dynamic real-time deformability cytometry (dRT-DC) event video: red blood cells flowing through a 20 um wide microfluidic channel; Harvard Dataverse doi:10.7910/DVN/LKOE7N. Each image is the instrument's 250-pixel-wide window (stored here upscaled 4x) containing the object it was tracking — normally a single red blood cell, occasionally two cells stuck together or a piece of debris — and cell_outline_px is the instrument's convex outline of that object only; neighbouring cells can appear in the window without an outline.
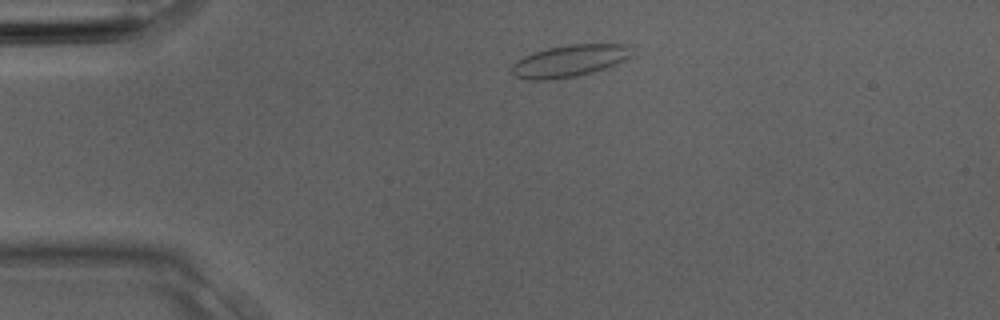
{"species": "Egyptian fruit bat (a non-hibernating species)", "species_latin": "Rousettus aegyptiacus", "temperature_condition": "room temperature", "stored_images_in_passage": 1, "camera_frame_rate_fps": 3000, "um_per_image_px": 0.085, "animal": {"sex": "male"}, "frame": {"image": 1, "passage_image": 1, "time_ms": 0.0, "image_size_px": [1000, 320], "cell_outline_px": [[636, 44], [632, 56], [624, 60], [604, 68], [592, 72], [576, 76], [548, 80], [528, 80], [516, 76], [512, 72], [512, 64], [524, 56], [548, 48], [568, 44]], "centroid_in_image_um": [48.48, 5.15], "position_along_channel_um": 36.5, "area_um2": 22.43}}